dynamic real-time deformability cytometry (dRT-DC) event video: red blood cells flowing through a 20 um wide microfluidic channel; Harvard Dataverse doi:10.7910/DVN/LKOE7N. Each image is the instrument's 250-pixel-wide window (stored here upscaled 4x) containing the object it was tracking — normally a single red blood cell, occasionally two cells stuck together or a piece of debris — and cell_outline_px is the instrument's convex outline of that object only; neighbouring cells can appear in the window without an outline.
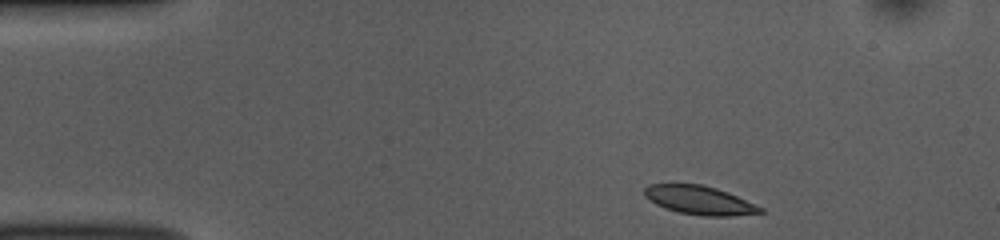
{"species": "common noctule bat (a hibernating species)", "species_latin": "Nyctalus noctula", "temperature_condition": "room temperature", "stored_images_in_passage": 45, "camera_frame_rate_fps": 3000, "um_per_image_px": 0.085, "animal": {"sex": "female", "body_mass_g": 10.0, "forearm_length_mm": 53.1}, "frame": {"image": 1, "passage_image": 1, "time_ms": 0.0, "image_size_px": [1000, 240], "cell_outline_px": [[764, 212], [732, 216], [700, 216], [680, 212], [664, 208], [656, 204], [644, 196], [644, 188], [648, 184], [700, 184], [716, 188], [728, 192], [764, 208]], "centroid_in_image_um": [59.45, 17.02], "position_along_channel_um": 25.6, "area_um2": 19.36}}
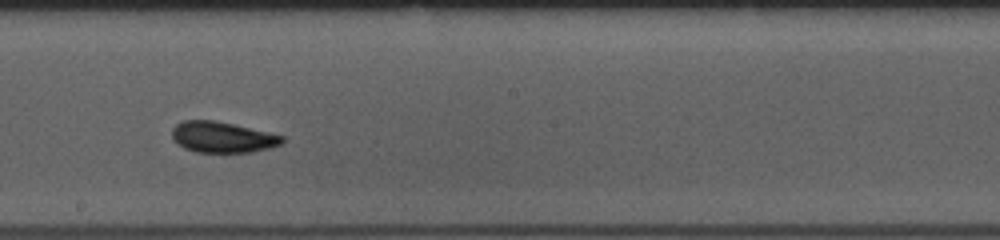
{"frame": {"image": 2, "passage_image": 22, "time_ms": 7.0, "image_size_px": [1000, 240], "cell_outline_px": [[284, 144], [272, 148], [252, 152], [196, 152], [184, 148], [172, 136], [172, 128], [176, 124], [184, 120], [212, 120], [232, 124], [268, 132], [284, 136]], "centroid_in_image_um": [18.95, 11.67], "position_along_channel_um": 229.3, "area_um2": 19.77}}
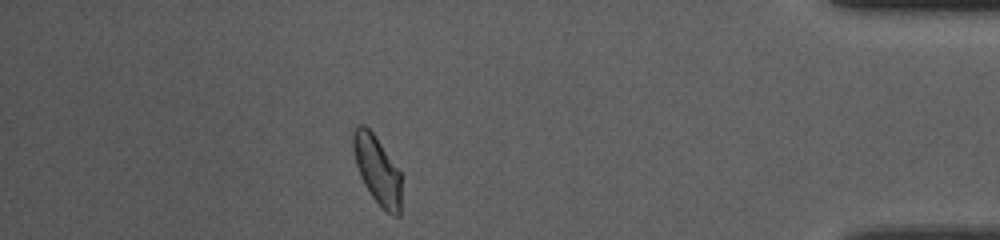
{"frame": {"image": 3, "passage_image": 39, "time_ms": 12.667, "image_size_px": [1000, 240], "cell_outline_px": [[400, 216], [396, 216], [380, 208], [364, 184], [360, 176], [356, 164], [352, 148], [352, 132], [356, 124], [364, 124], [372, 132], [400, 172]], "centroid_in_image_um": [32.02, 14.43], "position_along_channel_um": 403.2, "area_um2": 19.02}, "authors_computed_cell_mechanics": {"area_um2": 19.7676, "velocity_mm_per_s": 3.8301, "shape_relaxation_time_tau1_ms": 3.0448, "shape_relaxation_time_tau2_ms": 3.3824, "deformation_change_tau1": 0.0926, "deformation_change_tau2": 0.064}}